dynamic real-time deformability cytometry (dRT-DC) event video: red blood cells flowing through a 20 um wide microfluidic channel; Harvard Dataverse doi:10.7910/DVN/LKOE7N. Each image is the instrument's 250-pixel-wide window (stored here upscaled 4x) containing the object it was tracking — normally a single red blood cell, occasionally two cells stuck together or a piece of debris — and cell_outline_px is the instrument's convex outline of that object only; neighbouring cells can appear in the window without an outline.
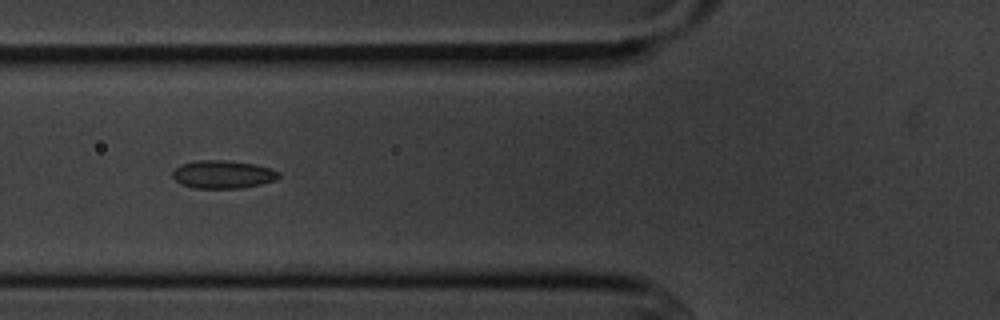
{"species": "common noctule bat (a hibernating species)", "species_latin": "Nyctalus noctula", "temperature_condition": "cold", "stored_images_in_passage": 5, "camera_frame_rate_fps": 3000, "um_per_image_px": 0.085, "animal": {"sex": "male", "body_mass_g": 20.1, "forearm_length_mm": 53.5}, "frame": {"image": 1, "passage_image": 4, "time_ms": 3.667, "image_size_px": [1000, 320], "cell_outline_px": [[280, 176], [276, 180], [260, 184], [240, 188], [192, 188], [180, 184], [172, 176], [172, 172], [180, 164], [196, 160], [228, 160], [252, 164], [268, 168], [280, 172]], "centroid_in_image_um": [18.91, 14.82], "position_along_channel_um": 106.9, "area_um2": 17.34}}
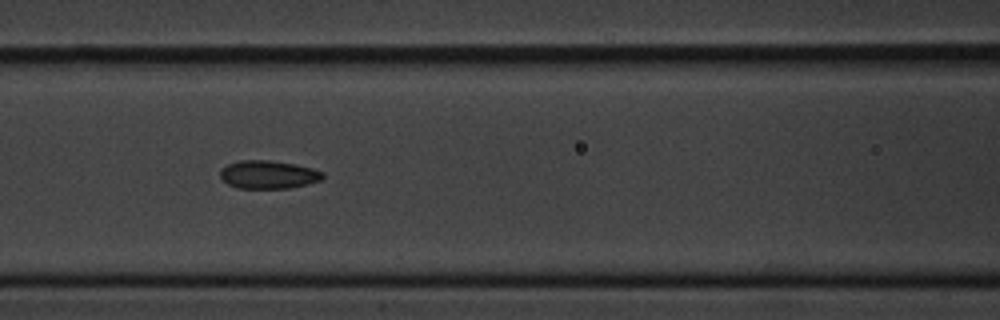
{"frame": {"image": 2, "passage_image": 5, "time_ms": 4.667, "image_size_px": [1000, 320], "cell_outline_px": [[324, 176], [320, 180], [288, 188], [236, 188], [228, 184], [220, 176], [220, 172], [228, 164], [240, 160], [268, 160], [296, 164], [312, 168], [324, 172]], "centroid_in_image_um": [22.81, 14.83], "position_along_channel_um": 143.8, "area_um2": 16.65}}